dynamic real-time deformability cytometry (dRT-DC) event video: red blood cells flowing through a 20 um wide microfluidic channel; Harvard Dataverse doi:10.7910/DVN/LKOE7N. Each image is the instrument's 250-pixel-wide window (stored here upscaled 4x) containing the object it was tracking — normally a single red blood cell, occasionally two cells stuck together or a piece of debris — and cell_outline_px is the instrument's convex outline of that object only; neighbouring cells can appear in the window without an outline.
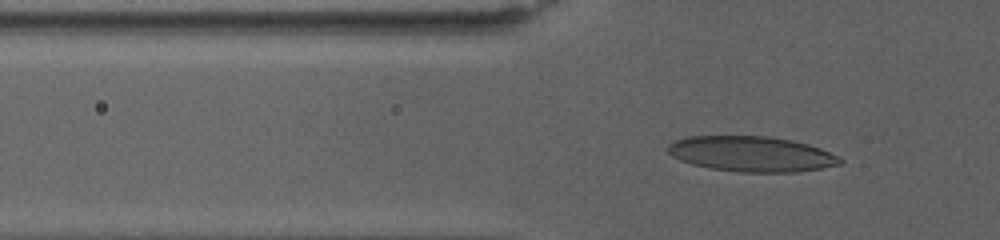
{"species": "human", "species_latin": "Homo sapiens", "temperature_condition": "warm", "stored_images_in_passage": 96, "camera_frame_rate_fps": 3000, "um_per_image_px": 0.085, "donor": {"sex": "female"}, "frame": {"image": 1, "passage_image": 35, "time_ms": 9.333, "image_size_px": [1000, 240], "cell_outline_px": [[844, 160], [840, 164], [800, 172], [740, 172], [708, 168], [692, 164], [680, 160], [672, 156], [668, 152], [668, 144], [676, 140], [688, 136], [768, 136], [792, 140], [808, 144], [820, 148]], "centroid_in_image_um": [63.85, 13.09], "position_along_channel_um": 61.9, "area_um2": 35.43}}
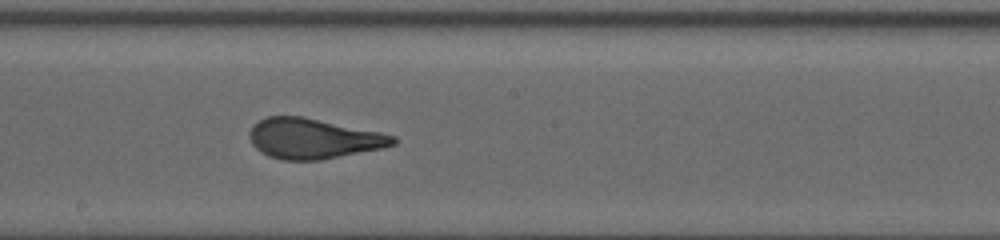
{"frame": {"image": 2, "passage_image": 60, "time_ms": 15.667, "image_size_px": [1000, 240], "cell_outline_px": [[396, 144], [384, 148], [320, 160], [280, 160], [268, 156], [260, 152], [252, 144], [248, 136], [252, 128], [260, 120], [268, 116], [304, 116], [380, 132], [396, 136]], "centroid_in_image_um": [26.64, 11.78], "position_along_channel_um": 221.6, "area_um2": 33.76}}
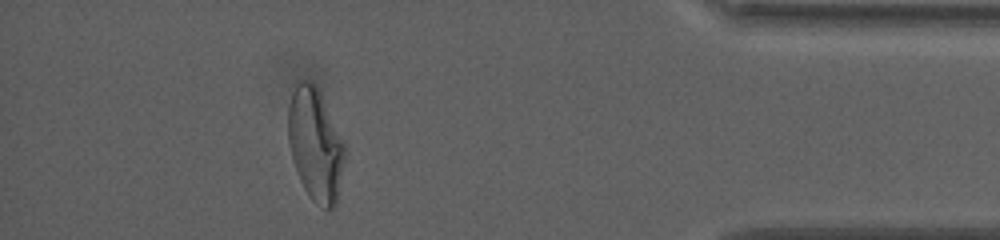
{"frame": {"image": 3, "passage_image": 90, "time_ms": 24.0, "image_size_px": [1000, 240], "cell_outline_px": [[344, 160], [336, 204], [328, 212], [316, 204], [312, 200], [304, 188], [300, 180], [292, 160], [288, 140], [288, 108], [292, 84], [296, 80], [308, 80], [320, 92], [344, 144]], "centroid_in_image_um": [26.76, 12.28], "position_along_channel_um": 408.4, "area_um2": 37.11}, "authors_computed_cell_mechanics": {"area_um2": 34.0442, "velocity_mm_per_s": 2.689, "shape_relaxation_time_tau1_ms": 9.064, "shape_relaxation_time_tau2_ms": null, "deformation_change_tau1": 0.2402, "deformation_change_tau2": null}}